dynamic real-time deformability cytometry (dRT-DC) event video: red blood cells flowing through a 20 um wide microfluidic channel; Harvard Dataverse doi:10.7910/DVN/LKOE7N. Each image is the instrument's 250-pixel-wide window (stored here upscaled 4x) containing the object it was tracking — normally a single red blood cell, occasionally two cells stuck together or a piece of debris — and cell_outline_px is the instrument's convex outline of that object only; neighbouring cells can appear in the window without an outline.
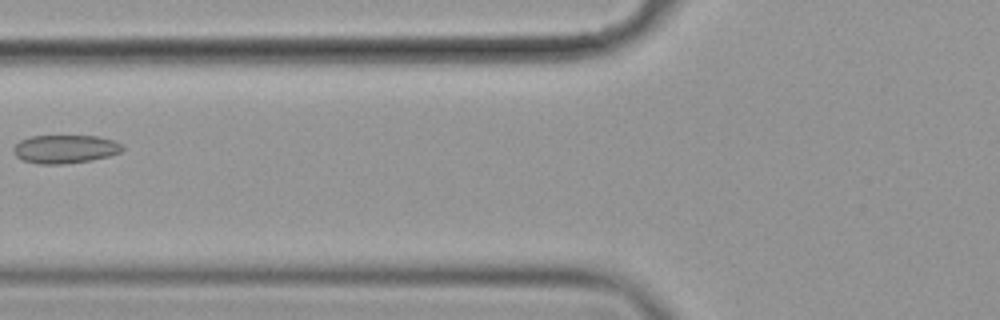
{"species": "common noctule bat (a hibernating species)", "species_latin": "Nyctalus noctula", "temperature_condition": "cold", "stored_images_in_passage": 7, "camera_frame_rate_fps": 3000, "um_per_image_px": 0.085, "animal": {"sex": "female", "body_mass_g": 19.9}, "frame": {"image": 1, "passage_image": 7, "time_ms": 2.0, "image_size_px": [1000, 320], "cell_outline_px": [[124, 148], [120, 152], [108, 156], [92, 160], [64, 164], [40, 164], [24, 160], [16, 156], [12, 152], [12, 148], [20, 140], [32, 136], [96, 136], [112, 140], [120, 144]], "centroid_in_image_um": [5.5, 12.67], "position_along_channel_um": 120.3, "area_um2": 17.92}}